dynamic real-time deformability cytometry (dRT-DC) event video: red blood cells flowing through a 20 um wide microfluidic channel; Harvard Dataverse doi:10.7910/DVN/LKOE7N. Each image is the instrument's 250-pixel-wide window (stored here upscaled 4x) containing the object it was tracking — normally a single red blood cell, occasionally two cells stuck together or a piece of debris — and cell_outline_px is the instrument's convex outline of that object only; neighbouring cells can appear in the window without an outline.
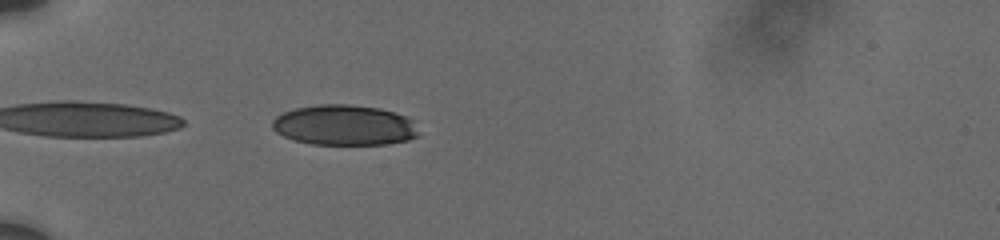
{"species": "human", "species_latin": "Homo sapiens", "temperature_condition": "cold", "stored_images_in_passage": 39, "camera_frame_rate_fps": 3000, "um_per_image_px": 0.085, "donor": {"sex": "male"}, "frame": {"image": 1, "passage_image": 1, "time_ms": 0.0, "image_size_px": [1000, 240], "cell_outline_px": [[420, 136], [408, 140], [388, 144], [312, 144], [296, 140], [284, 136], [276, 132], [272, 128], [272, 120], [276, 116], [284, 112], [296, 108], [320, 104], [348, 104], [380, 108], [396, 112], [412, 120]], "centroid_in_image_um": [29.28, 10.63], "position_along_channel_um": 55.7, "area_um2": 34.45}}
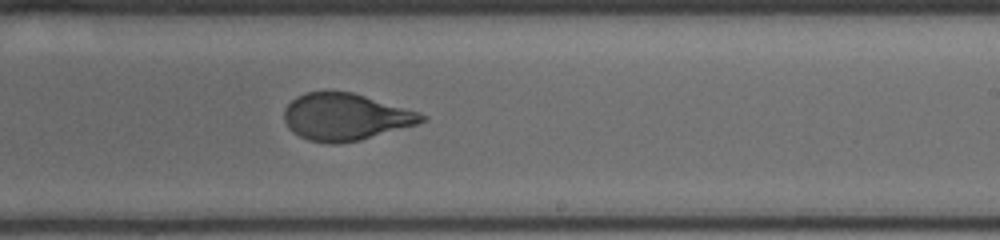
{"frame": {"image": 2, "passage_image": 17, "time_ms": 6.0, "image_size_px": [1000, 240], "cell_outline_px": [[428, 120], [416, 124], [360, 140], [336, 144], [328, 144], [308, 140], [292, 132], [288, 128], [284, 120], [284, 108], [296, 96], [304, 92], [352, 92], [420, 112], [428, 116]], "centroid_in_image_um": [29.35, 9.94], "position_along_channel_um": 259.7, "area_um2": 37.63}}
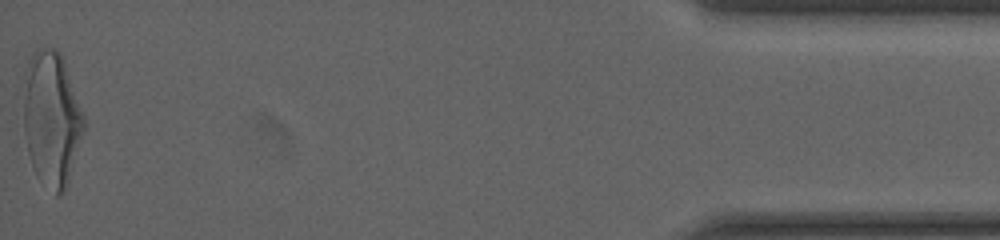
{"frame": {"image": 3, "passage_image": 39, "time_ms": 12.667, "image_size_px": [1000, 240], "cell_outline_px": [[84, 132], [68, 180], [60, 196], [56, 196], [36, 176], [28, 152], [24, 132], [24, 72], [28, 60], [32, 52], [44, 48], [56, 48], [60, 52], [84, 116]], "centroid_in_image_um": [4.37, 10.08], "position_along_channel_um": 430.8, "area_um2": 46.99}, "authors_computed_cell_mechanics": {"area_um2": 38.0324, "velocity_mm_per_s": 3.7466, "shape_relaxation_time_tau1_ms": 3.8775, "shape_relaxation_time_tau2_ms": null, "deformation_change_tau1": 0.1882, "deformation_change_tau2": null}}